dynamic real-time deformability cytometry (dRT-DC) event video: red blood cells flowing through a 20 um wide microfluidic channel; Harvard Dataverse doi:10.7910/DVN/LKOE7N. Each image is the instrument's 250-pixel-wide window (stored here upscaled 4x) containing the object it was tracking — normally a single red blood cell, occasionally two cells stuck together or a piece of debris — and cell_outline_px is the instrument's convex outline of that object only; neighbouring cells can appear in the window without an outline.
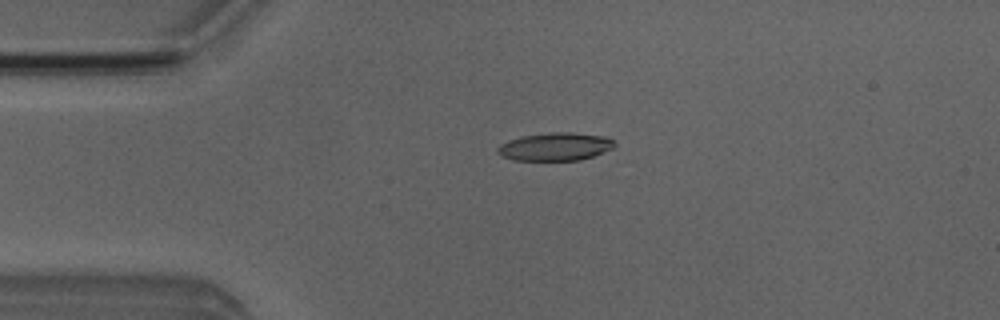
{"species": "Egyptian fruit bat (a non-hibernating species)", "species_latin": "Rousettus aegyptiacus", "temperature_condition": "room temperature", "stored_images_in_passage": 6, "camera_frame_rate_fps": 3000, "um_per_image_px": 0.085, "animal": {"sex": "male"}, "frame": {"image": 1, "passage_image": 3, "time_ms": 2.333, "image_size_px": [1000, 320], "cell_outline_px": [[616, 144], [612, 148], [604, 152], [580, 160], [516, 160], [500, 156], [496, 152], [496, 148], [500, 144], [508, 140], [524, 136], [552, 132], [572, 132], [608, 136], [616, 140]], "centroid_in_image_um": [47.22, 12.46], "position_along_channel_um": 37.8, "area_um2": 19.25}}